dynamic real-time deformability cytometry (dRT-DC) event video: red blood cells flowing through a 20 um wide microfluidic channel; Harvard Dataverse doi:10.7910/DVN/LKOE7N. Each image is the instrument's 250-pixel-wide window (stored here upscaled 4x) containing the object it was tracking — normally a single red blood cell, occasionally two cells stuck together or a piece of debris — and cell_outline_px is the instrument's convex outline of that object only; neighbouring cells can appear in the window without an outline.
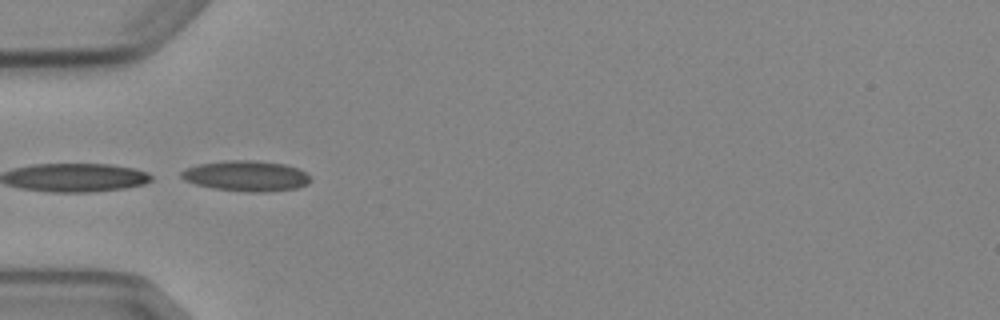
{"species": "Egyptian fruit bat (a non-hibernating species)", "species_latin": "Rousettus aegyptiacus", "temperature_condition": "cold", "stored_images_in_passage": 7, "camera_frame_rate_fps": 3000, "um_per_image_px": 0.085, "animal": {"sex": "female"}, "frame": {"image": 1, "passage_image": 5, "time_ms": 4.667, "image_size_px": [1000, 320], "cell_outline_px": [[312, 180], [308, 184], [296, 188], [264, 192], [244, 192], [212, 188], [196, 184], [184, 180], [180, 176], [180, 172], [184, 168], [200, 164], [224, 160], [256, 160], [284, 164], [300, 168]], "centroid_in_image_um": [20.91, 14.95], "position_along_channel_um": 64.1, "area_um2": 23.18}}
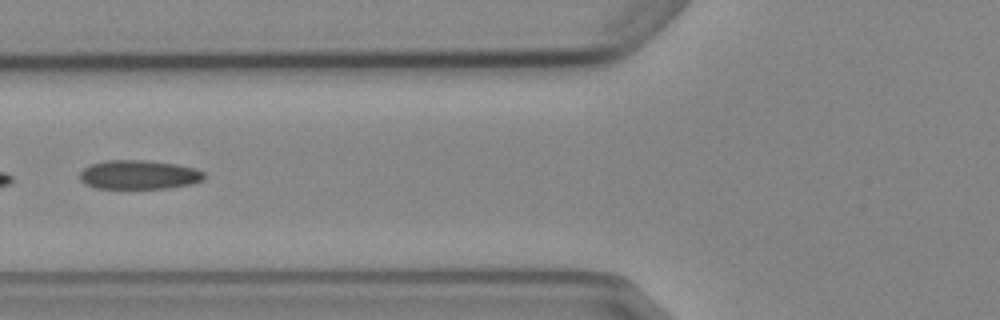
{"frame": {"image": 2, "passage_image": 6, "time_ms": 6.0, "image_size_px": [1000, 320], "cell_outline_px": [[204, 180], [192, 184], [164, 188], [96, 188], [80, 180], [80, 172], [84, 168], [92, 164], [104, 160], [148, 160], [176, 164], [196, 168], [204, 172]], "centroid_in_image_um": [11.83, 14.84], "position_along_channel_um": 114.0, "area_um2": 21.04}}